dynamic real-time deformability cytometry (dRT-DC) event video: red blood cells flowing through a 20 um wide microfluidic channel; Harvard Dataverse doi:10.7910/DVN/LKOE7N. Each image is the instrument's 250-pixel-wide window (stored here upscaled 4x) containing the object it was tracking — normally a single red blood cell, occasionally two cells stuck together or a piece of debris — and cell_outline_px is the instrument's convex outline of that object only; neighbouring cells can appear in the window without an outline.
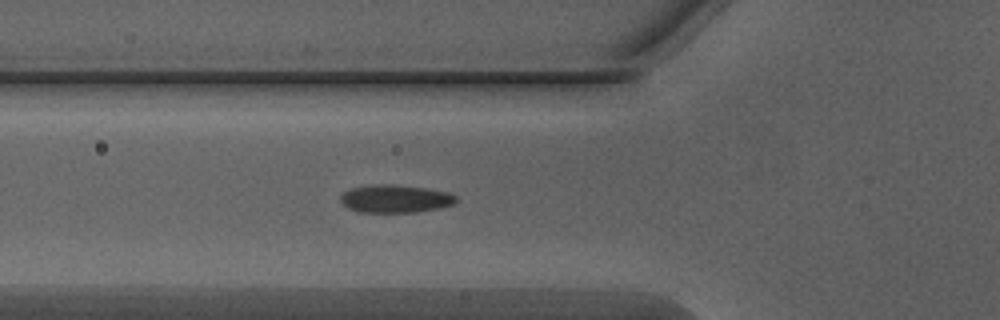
{"species": "Egyptian fruit bat (a non-hibernating species)", "species_latin": "Rousettus aegyptiacus", "temperature_condition": "warm", "stored_images_in_passage": 36, "segment_of_instrument_passage": [1, 2], "camera_frame_rate_fps": 3000, "um_per_image_px": 0.085, "animal": {"sex": "male"}, "frame": {"image": 1, "passage_image": 2, "time_ms": 0.333, "image_size_px": [1000, 320], "cell_outline_px": [[456, 200], [452, 204], [440, 208], [416, 212], [356, 212], [348, 208], [340, 200], [340, 196], [348, 188], [372, 184], [392, 184], [428, 188], [448, 192], [456, 196]], "centroid_in_image_um": [33.56, 16.88], "position_along_channel_um": 92.2, "area_um2": 18.96}}
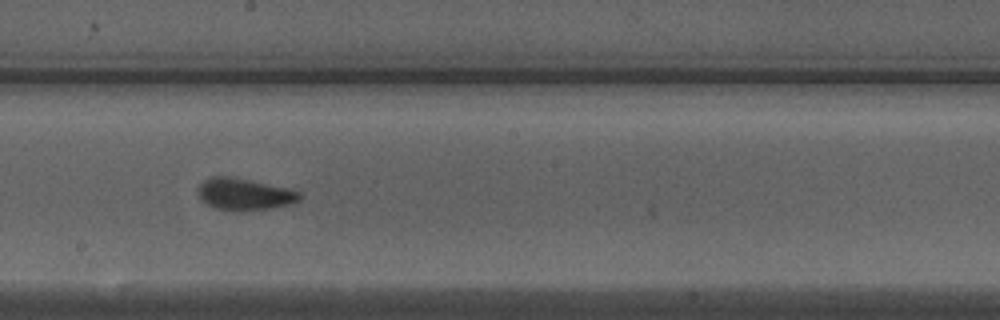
{"frame": {"image": 2, "passage_image": 12, "time_ms": 3.667, "image_size_px": [1000, 320], "cell_outline_px": [[300, 200], [288, 204], [272, 208], [240, 212], [212, 208], [200, 200], [196, 192], [196, 188], [208, 176], [228, 176], [288, 188], [300, 192]], "centroid_in_image_um": [20.69, 16.52], "position_along_channel_um": 227.5, "area_um2": 19.13}}
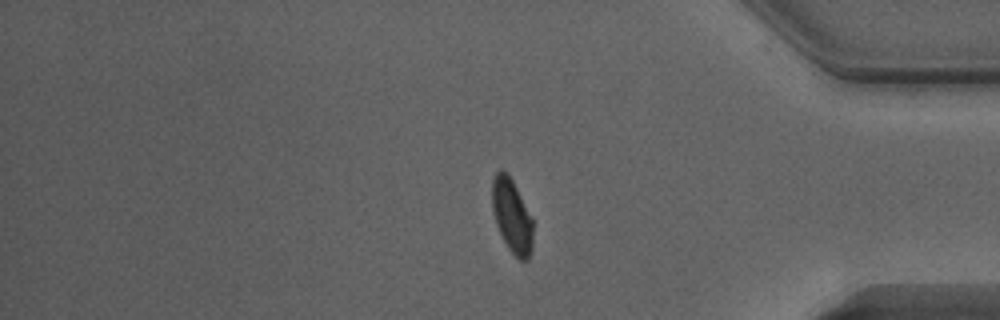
{"frame": {"image": 3, "passage_image": 26, "time_ms": 8.333, "image_size_px": [1000, 320], "cell_outline_px": [[532, 252], [528, 260], [520, 260], [508, 248], [496, 224], [492, 208], [492, 180], [496, 172], [500, 168], [504, 168], [508, 172], [532, 220]], "centroid_in_image_um": [43.49, 18.33], "position_along_channel_um": 391.7, "area_um2": 17.4}}